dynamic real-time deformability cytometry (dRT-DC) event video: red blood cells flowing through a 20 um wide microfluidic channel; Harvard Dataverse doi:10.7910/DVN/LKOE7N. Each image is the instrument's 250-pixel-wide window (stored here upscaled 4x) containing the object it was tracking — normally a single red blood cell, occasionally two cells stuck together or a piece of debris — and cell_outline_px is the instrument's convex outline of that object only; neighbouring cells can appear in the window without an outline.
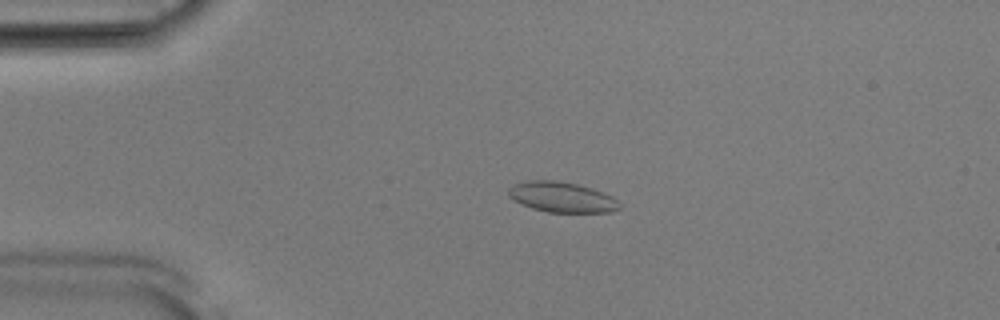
{"species": "Egyptian fruit bat (a non-hibernating species)", "species_latin": "Rousettus aegyptiacus", "temperature_condition": "room temperature", "stored_images_in_passage": 49, "camera_frame_rate_fps": 3000, "um_per_image_px": 0.085, "animal": {"sex": "male"}, "frame": {"image": 1, "passage_image": 8, "time_ms": 2.333, "image_size_px": [1000, 320], "cell_outline_px": [[620, 208], [612, 212], [548, 212], [532, 208], [508, 196], [508, 188], [512, 184], [528, 180], [556, 180], [576, 184], [592, 188], [612, 196], [620, 204]], "centroid_in_image_um": [47.75, 16.74], "position_along_channel_um": 37.2, "area_um2": 19.54}}
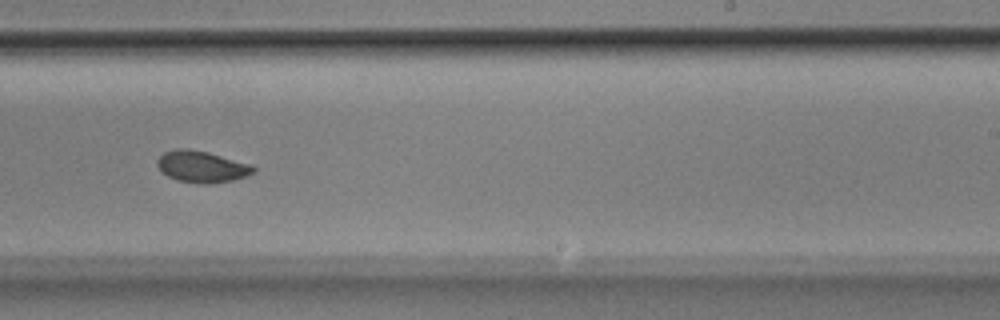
{"frame": {"image": 2, "passage_image": 29, "time_ms": 9.333, "image_size_px": [1000, 320], "cell_outline_px": [[256, 168], [248, 176], [232, 180], [208, 184], [204, 184], [176, 180], [160, 172], [156, 164], [156, 160], [164, 152], [176, 148], [188, 148], [208, 152], [252, 164]], "centroid_in_image_um": [17.12, 14.16], "position_along_channel_um": 271.9, "area_um2": 17.86}}
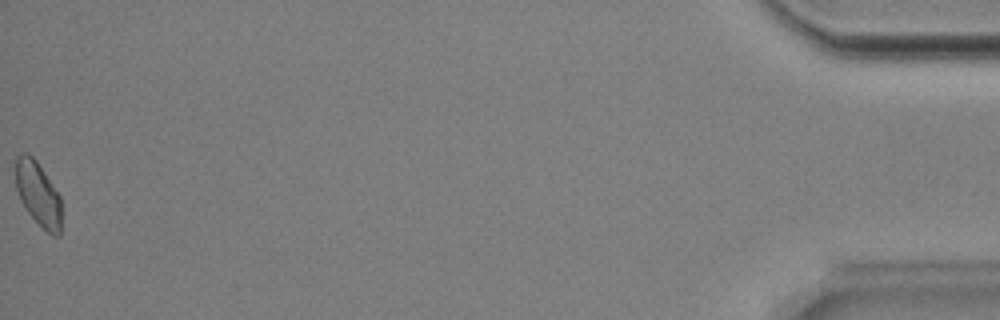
{"frame": {"image": 3, "passage_image": 49, "time_ms": 16.0, "image_size_px": [1000, 320], "cell_outline_px": [[60, 236], [52, 236], [28, 212], [20, 200], [16, 188], [16, 156], [20, 152], [28, 152], [36, 160], [60, 196]], "centroid_in_image_um": [3.22, 16.44], "position_along_channel_um": 432.0, "area_um2": 16.88}, "authors_computed_cell_mechanics": {"area_um2": 17.918, "velocity_mm_per_s": 3.867, "shape_relaxation_time_tau1_ms": 3.251, "shape_relaxation_time_tau2_ms": null, "deformation_change_tau1": 0.0846, "deformation_change_tau2": null}}